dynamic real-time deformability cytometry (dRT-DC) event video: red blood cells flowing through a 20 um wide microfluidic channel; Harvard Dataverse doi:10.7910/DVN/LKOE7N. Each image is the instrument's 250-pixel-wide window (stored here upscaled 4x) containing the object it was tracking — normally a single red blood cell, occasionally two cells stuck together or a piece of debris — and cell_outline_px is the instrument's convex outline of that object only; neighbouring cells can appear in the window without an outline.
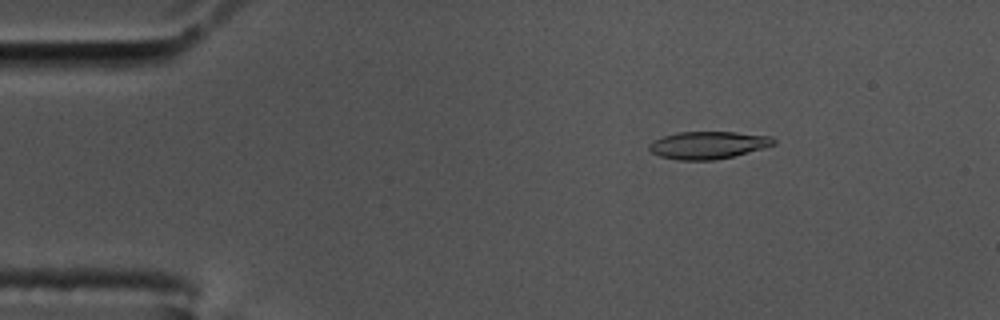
{"species": "common noctule bat (a hibernating species)", "species_latin": "Nyctalus noctula", "temperature_condition": "cold", "stored_images_in_passage": 58, "camera_frame_rate_fps": 3000, "um_per_image_px": 0.085, "animal": {"sex": "male", "body_mass_g": 17.5, "forearm_length_mm": 52.3}, "frame": {"image": 1, "passage_image": 9, "time_ms": 2.667, "image_size_px": [1000, 320], "cell_outline_px": [[776, 144], [764, 148], [732, 156], [712, 160], [676, 160], [660, 156], [652, 152], [648, 148], [648, 144], [652, 140], [676, 132], [736, 132], [772, 136], [776, 140]], "centroid_in_image_um": [60.18, 12.32], "position_along_channel_um": 24.8, "area_um2": 20.0}}
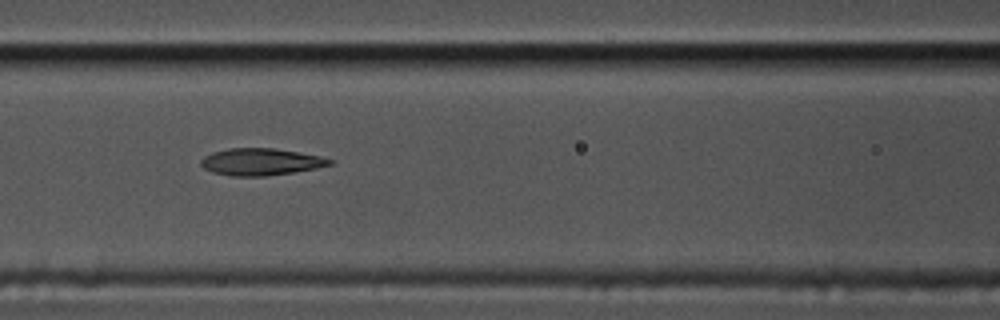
{"frame": {"image": 2, "passage_image": 25, "time_ms": 8.0, "image_size_px": [1000, 320], "cell_outline_px": [[336, 160], [332, 164], [316, 168], [296, 172], [264, 176], [232, 176], [212, 172], [204, 168], [200, 164], [200, 160], [204, 156], [212, 152], [228, 148], [276, 148], [320, 156]], "centroid_in_image_um": [22.17, 13.75], "position_along_channel_um": 144.4, "area_um2": 20.4}}
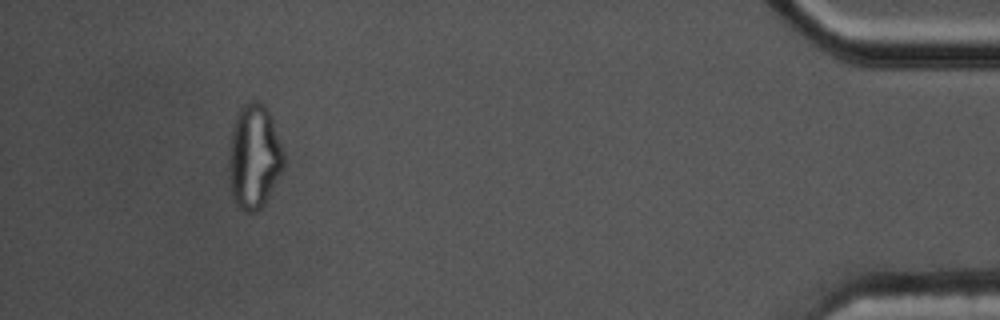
{"frame": {"image": 3, "passage_image": 54, "time_ms": 17.667, "image_size_px": [1000, 320], "cell_outline_px": [[284, 168], [264, 204], [256, 212], [244, 212], [236, 204], [232, 196], [228, 168], [228, 164], [232, 128], [236, 116], [240, 108], [244, 104], [252, 100], [260, 100], [268, 108], [272, 116], [284, 152]], "centroid_in_image_um": [21.61, 13.29], "position_along_channel_um": 413.6, "area_um2": 33.76}, "authors_computed_cell_mechanics": {"area_um2": 20.6635, "velocity_mm_per_s": 3.4604, "shape_relaxation_time_tau1_ms": null, "shape_relaxation_time_tau2_ms": 3.5459, "deformation_change_tau1": null, "deformation_change_tau2": 0.1181}}